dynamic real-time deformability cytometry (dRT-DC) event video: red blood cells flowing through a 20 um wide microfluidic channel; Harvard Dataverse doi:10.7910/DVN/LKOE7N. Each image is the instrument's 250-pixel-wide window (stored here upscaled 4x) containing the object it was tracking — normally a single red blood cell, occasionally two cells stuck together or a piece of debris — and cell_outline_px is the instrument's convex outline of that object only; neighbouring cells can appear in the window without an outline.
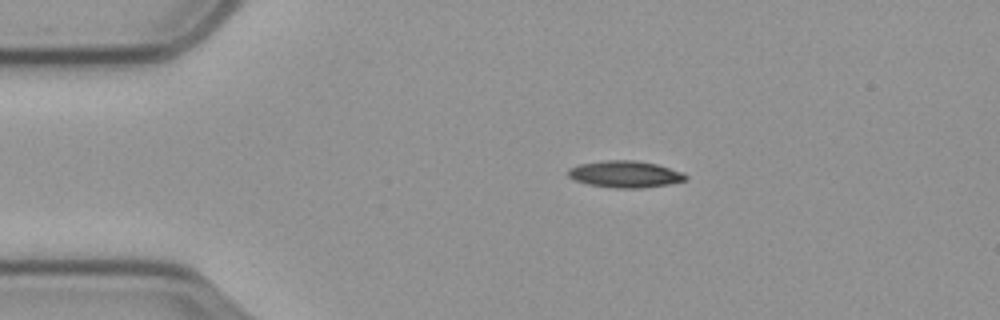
{"species": "common noctule bat (a hibernating species)", "species_latin": "Nyctalus noctula", "temperature_condition": "cold", "stored_images_in_passage": 42, "camera_frame_rate_fps": 3000, "um_per_image_px": 0.085, "animal": {"sex": "male", "body_mass_g": 23.1, "forearm_length_mm": 52.7}, "frame": {"image": 1, "passage_image": 1, "time_ms": 0.0, "image_size_px": [1000, 320], "cell_outline_px": [[688, 176], [684, 180], [668, 184], [644, 188], [616, 188], [588, 184], [576, 180], [568, 176], [568, 168], [580, 164], [604, 160], [636, 160], [656, 164], [684, 172]], "centroid_in_image_um": [53.14, 14.8], "position_along_channel_um": 31.9, "area_um2": 18.26}}
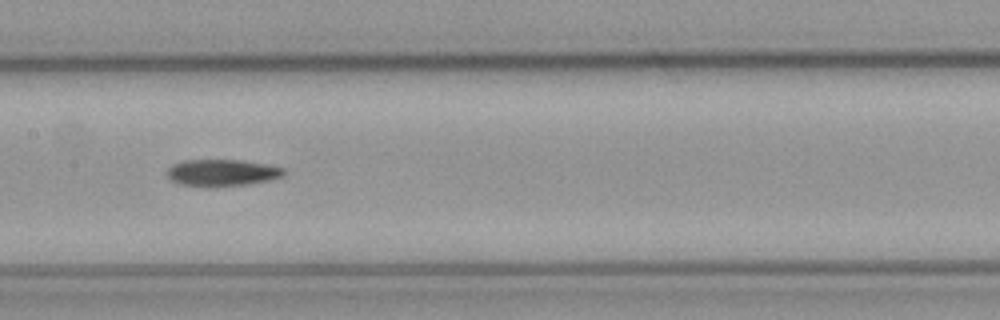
{"frame": {"image": 2, "passage_image": 18, "time_ms": 5.667, "image_size_px": [1000, 320], "cell_outline_px": [[284, 176], [272, 180], [248, 184], [208, 188], [180, 184], [172, 180], [168, 176], [168, 168], [172, 164], [184, 160], [240, 160], [264, 164], [284, 168]], "centroid_in_image_um": [18.87, 14.7], "position_along_channel_um": 188.5, "area_um2": 18.38}}
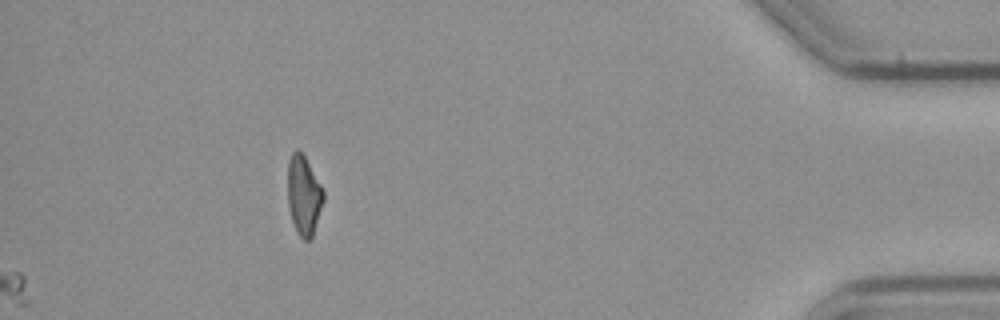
{"frame": {"image": 3, "passage_image": 42, "time_ms": 13.667, "image_size_px": [1000, 320], "cell_outline_px": [[324, 200], [312, 236], [308, 240], [304, 240], [296, 232], [292, 220], [288, 204], [288, 160], [292, 152], [296, 148], [304, 156], [320, 184], [324, 192]], "centroid_in_image_um": [25.81, 16.6], "position_along_channel_um": 409.4, "area_um2": 16.3}, "authors_computed_cell_mechanics": {"area_um2": 18.0047, "velocity_mm_per_s": 3.5333, "shape_relaxation_time_tau1_ms": 8.6426, "shape_relaxation_time_tau2_ms": null, "deformation_change_tau1": 0.1948, "deformation_change_tau2": null}}